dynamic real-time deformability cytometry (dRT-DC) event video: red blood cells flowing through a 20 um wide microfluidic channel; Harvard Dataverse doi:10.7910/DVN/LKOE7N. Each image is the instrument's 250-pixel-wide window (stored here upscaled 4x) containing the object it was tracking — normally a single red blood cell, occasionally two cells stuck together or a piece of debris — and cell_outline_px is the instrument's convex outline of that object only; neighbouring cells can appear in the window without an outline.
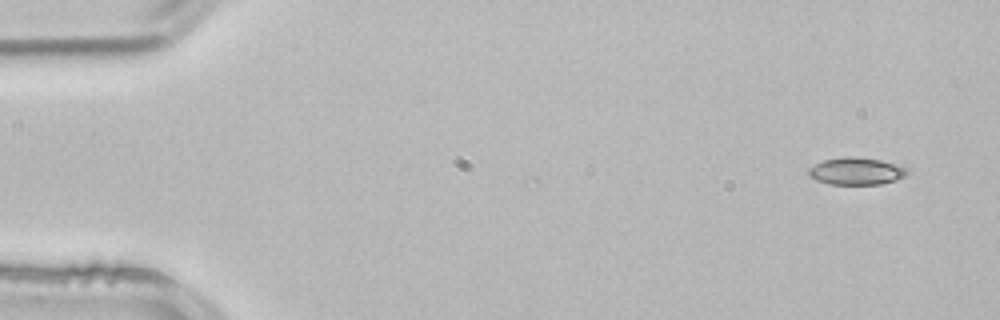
{"species": "common noctule bat (a hibernating species)", "species_latin": "Nyctalus noctula", "temperature_condition": "room temperature", "stored_images_in_passage": 4, "camera_frame_rate_fps": 3000, "um_per_image_px": 0.085, "animal": {"sex": "male", "body_mass_g": 21.5, "forearm_length_mm": 52.0}, "frame": {"image": 1, "passage_image": 1, "time_ms": 0.0, "image_size_px": [1000, 320], "cell_outline_px": [[908, 172], [904, 176], [896, 180], [880, 184], [828, 184], [816, 180], [808, 176], [808, 168], [824, 160], [844, 156], [852, 156], [880, 160], [908, 168]], "centroid_in_image_um": [72.75, 14.55], "position_along_channel_um": 12.2, "area_um2": 15.61}}
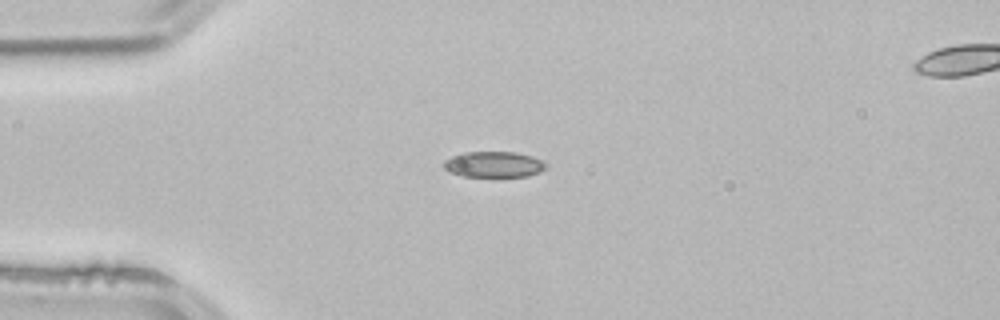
{"frame": {"image": 2, "passage_image": 3, "time_ms": 0.667, "image_size_px": [1000, 320], "cell_outline_px": [[548, 164], [544, 168], [528, 176], [464, 176], [448, 172], [444, 168], [444, 160], [452, 156], [464, 152], [516, 152], [532, 156]], "centroid_in_image_um": [41.93, 13.96], "position_along_channel_um": 43.1, "area_um2": 15.2}}